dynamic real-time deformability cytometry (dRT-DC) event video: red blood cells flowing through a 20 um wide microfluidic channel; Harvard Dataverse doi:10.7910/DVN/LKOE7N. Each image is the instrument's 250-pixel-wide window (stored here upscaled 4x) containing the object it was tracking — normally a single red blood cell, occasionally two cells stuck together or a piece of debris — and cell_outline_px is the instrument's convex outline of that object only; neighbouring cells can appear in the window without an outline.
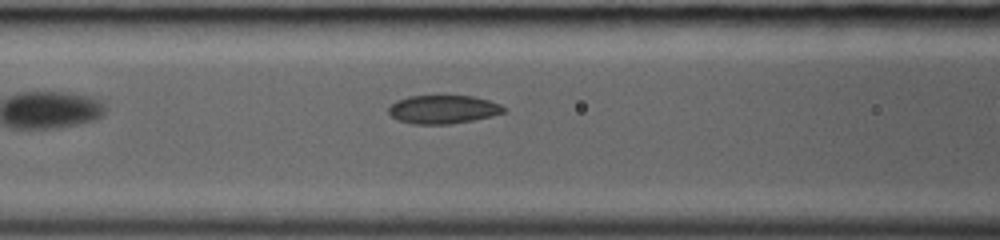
{"species": "common noctule bat (a hibernating species)", "species_latin": "Nyctalus noctula", "temperature_condition": "room temperature", "stored_images_in_passage": 8, "camera_frame_rate_fps": 3000, "um_per_image_px": 0.085, "animal": {"sex": "female", "body_mass_g": 19.0, "forearm_length_mm": 53.3}, "frame": {"image": 1, "passage_image": 4, "time_ms": 1.0, "image_size_px": [1000, 240], "cell_outline_px": [[508, 112], [492, 116], [452, 124], [412, 124], [396, 120], [388, 112], [388, 108], [396, 100], [408, 96], [472, 96], [488, 100], [500, 104]], "centroid_in_image_um": [37.65, 9.3], "position_along_channel_um": 128.9, "area_um2": 19.19}}
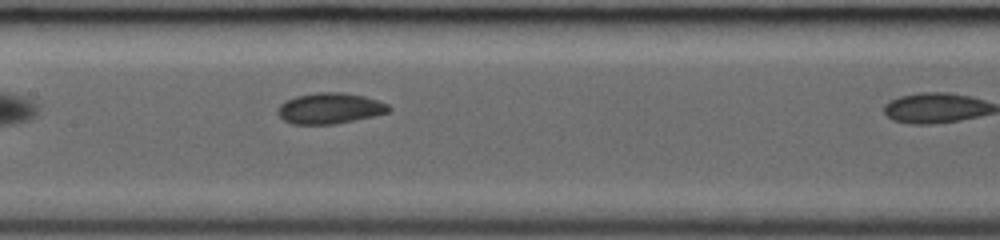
{"frame": {"image": 2, "passage_image": 7, "time_ms": 2.0, "image_size_px": [1000, 240], "cell_outline_px": [[392, 108], [388, 112], [372, 116], [336, 124], [292, 124], [284, 120], [276, 112], [276, 108], [280, 104], [296, 96], [316, 92], [344, 92], [364, 96], [388, 104]], "centroid_in_image_um": [28.02, 9.2], "position_along_channel_um": 179.4, "area_um2": 19.94}}